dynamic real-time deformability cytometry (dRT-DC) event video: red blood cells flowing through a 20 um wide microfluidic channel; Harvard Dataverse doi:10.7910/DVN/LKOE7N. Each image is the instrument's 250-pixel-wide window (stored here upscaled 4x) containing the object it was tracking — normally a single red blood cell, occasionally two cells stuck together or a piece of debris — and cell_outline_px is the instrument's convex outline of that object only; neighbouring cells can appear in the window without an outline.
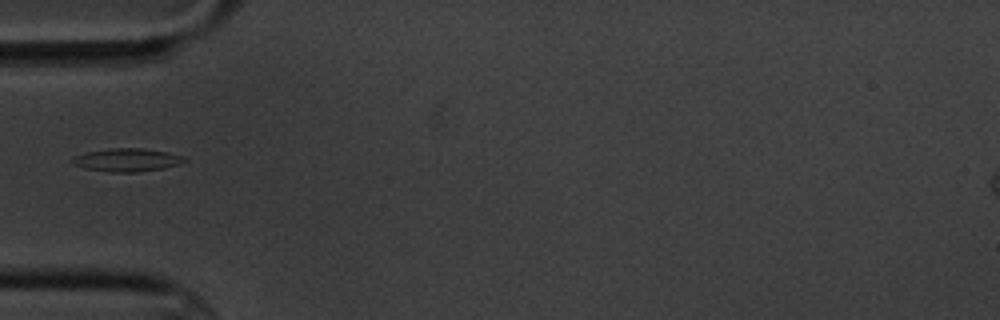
{"species": "common noctule bat (a hibernating species)", "species_latin": "Nyctalus noctula", "temperature_condition": "cold", "stored_images_in_passage": 13, "camera_frame_rate_fps": 3000, "um_per_image_px": 0.085, "animal": {"sex": "male", "body_mass_g": 20.1, "forearm_length_mm": 53.5}, "frame": {"image": 1, "passage_image": 3, "time_ms": 3.333, "image_size_px": [1000, 320], "cell_outline_px": [[188, 160], [180, 164], [164, 168], [136, 172], [108, 172], [84, 168], [76, 164], [72, 160], [72, 156], [84, 152], [108, 148], [144, 148], [168, 152], [184, 156]], "centroid_in_image_um": [10.81, 13.58], "position_along_channel_um": 74.2, "area_um2": 15.26}}
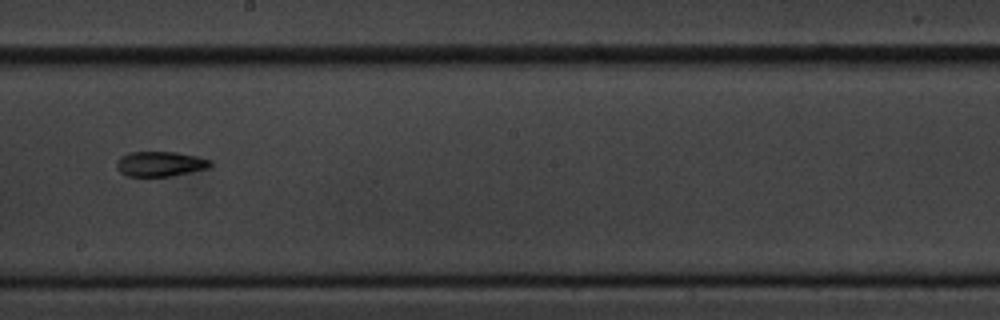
{"frame": {"image": 2, "passage_image": 7, "time_ms": 8.0, "image_size_px": [1000, 320], "cell_outline_px": [[212, 164], [208, 168], [172, 176], [128, 176], [120, 172], [116, 168], [116, 160], [120, 156], [128, 152], [176, 152], [196, 156], [212, 160]], "centroid_in_image_um": [13.59, 13.92], "position_along_channel_um": 234.6, "area_um2": 13.76}}
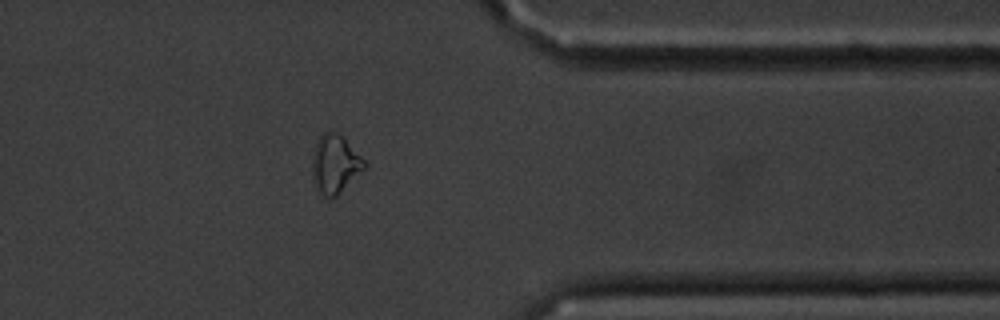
{"frame": {"image": 3, "passage_image": 11, "time_ms": 12.667, "image_size_px": [1000, 320], "cell_outline_px": [[368, 164], [332, 200], [316, 192], [312, 176], [312, 156], [316, 144], [320, 136], [324, 132], [336, 132], [344, 136]], "centroid_in_image_um": [28.45, 13.96], "position_along_channel_um": 382.9, "area_um2": 17.86}}